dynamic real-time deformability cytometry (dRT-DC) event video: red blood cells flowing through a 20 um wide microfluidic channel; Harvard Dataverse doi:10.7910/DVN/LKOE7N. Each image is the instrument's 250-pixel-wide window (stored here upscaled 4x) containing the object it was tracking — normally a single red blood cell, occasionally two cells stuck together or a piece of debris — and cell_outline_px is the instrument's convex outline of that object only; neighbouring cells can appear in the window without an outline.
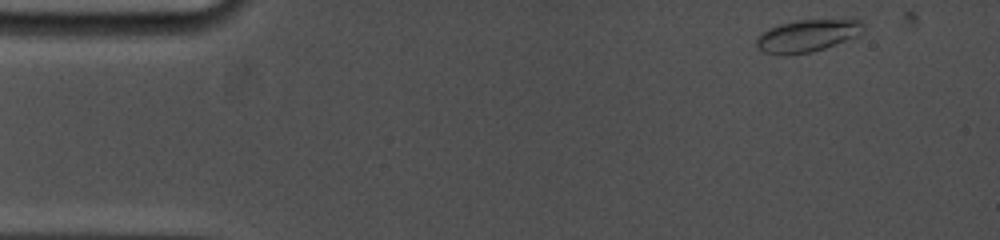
{"species": "common noctule bat (a hibernating species)", "species_latin": "Nyctalus noctula", "temperature_condition": "cold", "stored_images_in_passage": 28, "camera_frame_rate_fps": 5000, "um_per_image_px": 0.085, "animal": {"sex": "female", "body_mass_g": 19.0, "forearm_length_mm": 53.3}, "frame": {"image": 1, "passage_image": 1, "time_ms": 0.0, "image_size_px": [1000, 240], "cell_outline_px": [[864, 28], [856, 36], [824, 48], [812, 52], [784, 56], [780, 56], [764, 52], [756, 44], [756, 40], [760, 32], [768, 28], [780, 24], [796, 20], [852, 16], [860, 20], [864, 24]], "centroid_in_image_um": [68.66, 2.98], "position_along_channel_um": 16.3, "area_um2": 20.92}}
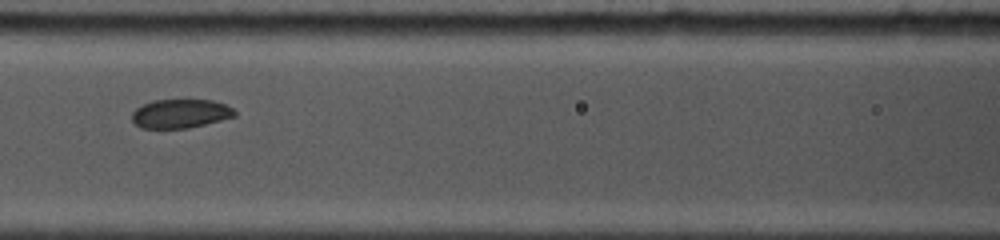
{"frame": {"image": 2, "passage_image": 12, "time_ms": 6.0, "image_size_px": [1000, 240], "cell_outline_px": [[236, 116], [188, 128], [140, 128], [132, 120], [132, 112], [136, 108], [152, 100], [212, 100], [224, 104], [232, 108], [236, 112]], "centroid_in_image_um": [15.32, 9.66], "position_along_channel_um": 151.3, "area_um2": 17.17}}
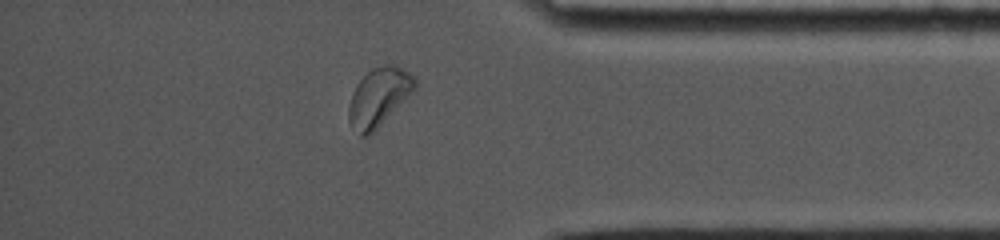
{"frame": {"image": 3, "passage_image": 25, "time_ms": 12.8, "image_size_px": [1000, 240], "cell_outline_px": [[416, 88], [372, 132], [364, 136], [360, 136], [348, 120], [348, 108], [352, 92], [356, 84], [372, 68], [384, 64], [396, 64], [404, 68], [416, 80]], "centroid_in_image_um": [32.18, 8.2], "position_along_channel_um": 403.0, "area_um2": 22.02}, "authors_computed_cell_mechanics": {"area_um2": 18.9295, "velocity_mm_per_s": 3.7948, "shape_relaxation_time_tau1_ms": 6.5298, "shape_relaxation_time_tau2_ms": 3.9835, "deformation_change_tau1": 0.1275, "deformation_change_tau2": 0.072}}